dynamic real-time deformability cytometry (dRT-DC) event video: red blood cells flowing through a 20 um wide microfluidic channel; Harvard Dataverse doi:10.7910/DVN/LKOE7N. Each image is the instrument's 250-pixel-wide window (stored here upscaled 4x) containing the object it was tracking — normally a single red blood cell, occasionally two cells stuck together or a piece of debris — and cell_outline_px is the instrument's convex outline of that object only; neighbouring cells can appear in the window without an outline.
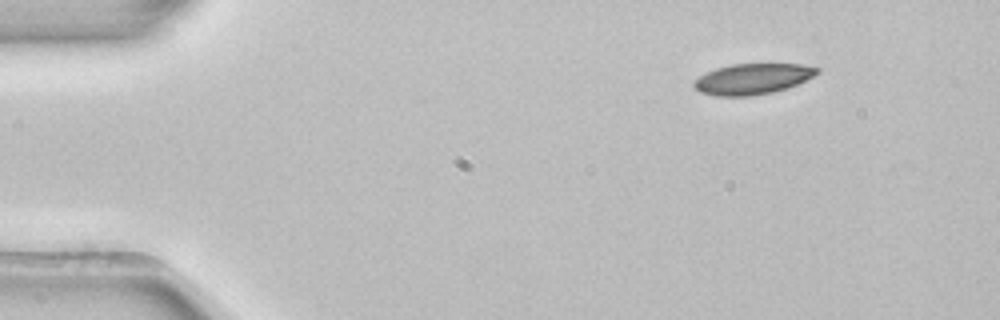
{"species": "common noctule bat (a hibernating species)", "species_latin": "Nyctalus noctula", "temperature_condition": "room temperature", "stored_images_in_passage": 3, "camera_frame_rate_fps": 3000, "um_per_image_px": 0.085, "animal": {"sex": "female", "body_mass_g": 22.7, "forearm_length_mm": 54.2}, "frame": {"image": 1, "passage_image": 1, "time_ms": 0.0, "image_size_px": [1000, 320], "cell_outline_px": [[820, 72], [788, 88], [772, 92], [748, 96], [716, 96], [700, 92], [692, 84], [700, 76], [716, 68], [732, 64], [800, 64], [820, 68]], "centroid_in_image_um": [63.97, 6.71], "position_along_channel_um": 21.0, "area_um2": 21.79}}
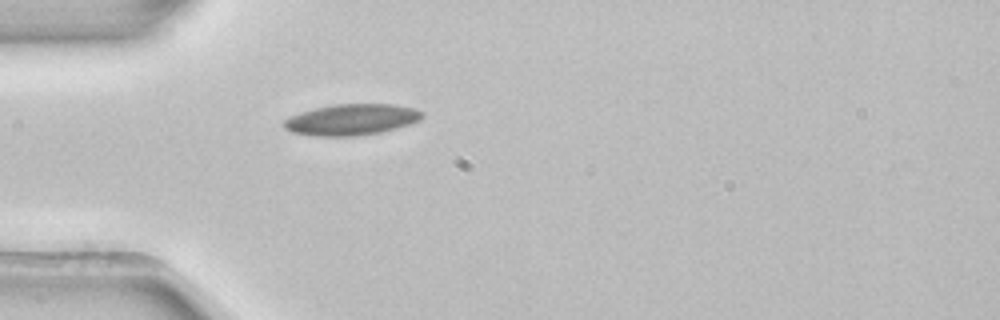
{"frame": {"image": 2, "passage_image": 3, "time_ms": 0.667, "image_size_px": [1000, 320], "cell_outline_px": [[424, 116], [420, 120], [396, 128], [380, 132], [356, 136], [312, 136], [292, 132], [284, 128], [284, 120], [300, 112], [316, 108], [336, 104], [392, 104], [416, 108], [424, 112]], "centroid_in_image_um": [29.9, 10.16], "position_along_channel_um": 55.1, "area_um2": 25.03}}